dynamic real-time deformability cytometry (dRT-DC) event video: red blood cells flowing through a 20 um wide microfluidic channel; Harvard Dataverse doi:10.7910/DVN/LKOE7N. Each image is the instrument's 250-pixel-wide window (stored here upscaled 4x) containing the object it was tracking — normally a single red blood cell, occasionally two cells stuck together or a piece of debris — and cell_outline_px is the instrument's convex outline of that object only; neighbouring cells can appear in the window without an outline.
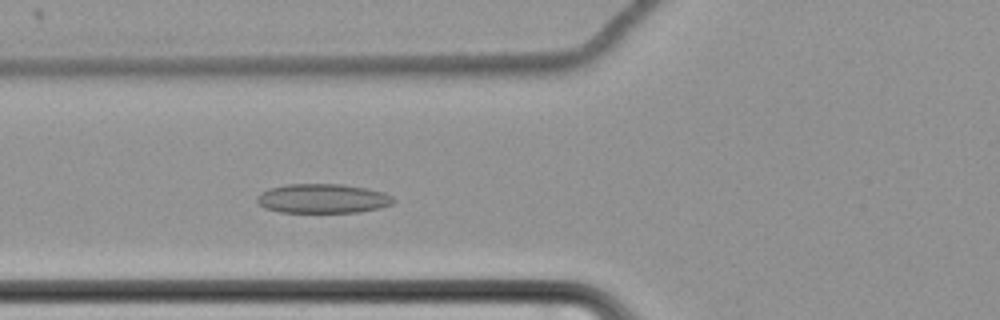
{"species": "common noctule bat (a hibernating species)", "species_latin": "Nyctalus noctula", "temperature_condition": "cold", "stored_images_in_passage": 46, "camera_frame_rate_fps": 3000, "um_per_image_px": 0.085, "animal": {"sex": "female", "body_mass_g": 22.7, "forearm_length_mm": 54.2}, "frame": {"image": 1, "passage_image": 9, "time_ms": 2.667, "image_size_px": [1000, 320], "cell_outline_px": [[396, 200], [392, 204], [380, 208], [360, 212], [280, 212], [264, 208], [256, 200], [256, 196], [260, 192], [268, 188], [288, 184], [340, 184], [368, 188], [384, 192], [392, 196]], "centroid_in_image_um": [27.43, 16.87], "position_along_channel_um": 98.4, "area_um2": 23.52}}
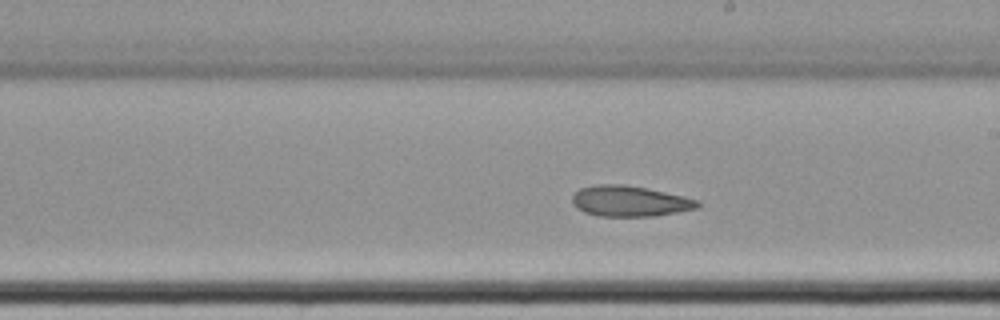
{"frame": {"image": 2, "passage_image": 21, "time_ms": 6.667, "image_size_px": [1000, 320], "cell_outline_px": [[700, 208], [652, 216], [600, 216], [584, 212], [576, 208], [572, 204], [572, 196], [580, 188], [600, 184], [624, 184], [684, 196], [700, 200]], "centroid_in_image_um": [53.53, 17.1], "position_along_channel_um": 235.5, "area_um2": 22.37}}
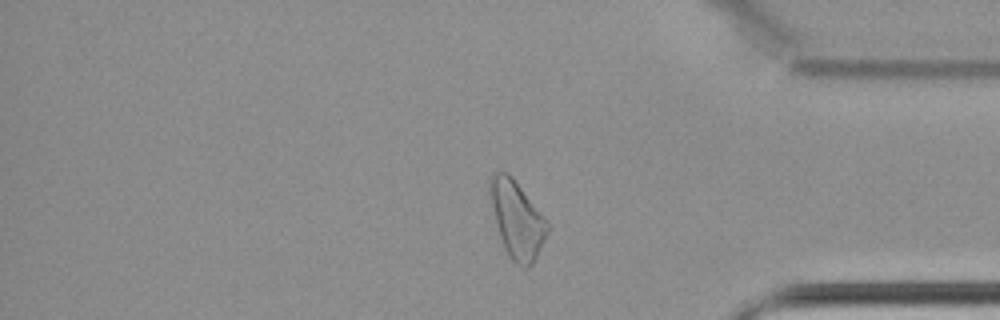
{"frame": {"image": 3, "passage_image": 36, "time_ms": 11.667, "image_size_px": [1000, 320], "cell_outline_px": [[552, 224], [532, 264], [528, 268], [524, 268], [516, 264], [508, 256], [500, 236], [496, 224], [488, 188], [488, 180], [496, 172], [508, 172], [512, 176]], "centroid_in_image_um": [43.97, 18.64], "position_along_channel_um": 391.2, "area_um2": 25.95}, "authors_computed_cell_mechanics": {"area_um2": 23.5824, "velocity_mm_per_s": 3.4342, "shape_relaxation_time_tau1_ms": 10.3096, "shape_relaxation_time_tau2_ms": 7.0457, "deformation_change_tau1": 0.104, "deformation_change_tau2": 0.1208}}